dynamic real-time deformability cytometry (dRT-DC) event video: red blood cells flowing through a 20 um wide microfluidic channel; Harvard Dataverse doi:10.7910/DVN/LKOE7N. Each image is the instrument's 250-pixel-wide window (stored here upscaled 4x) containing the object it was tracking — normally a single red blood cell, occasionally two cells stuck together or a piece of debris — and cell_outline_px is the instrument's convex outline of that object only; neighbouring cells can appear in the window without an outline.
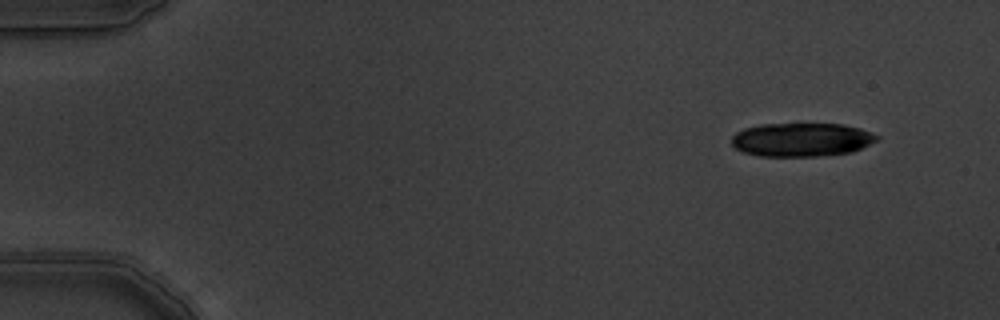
{"species": "common noctule bat (a hibernating species)", "species_latin": "Nyctalus noctula", "temperature_condition": "warm", "stored_images_in_passage": 6, "camera_frame_rate_fps": 3000, "um_per_image_px": 0.085, "animal": {"sex": "male", "body_mass_g": 19.5, "forearm_length_mm": 54.6}, "frame": {"image": 1, "passage_image": 1, "time_ms": 0.0, "image_size_px": [1000, 320], "cell_outline_px": [[880, 140], [852, 152], [816, 156], [760, 156], [744, 152], [736, 148], [732, 144], [732, 136], [736, 132], [744, 128], [760, 124], [844, 124], [860, 128], [880, 136]], "centroid_in_image_um": [68.16, 11.86], "position_along_channel_um": 16.8, "area_um2": 28.55}}
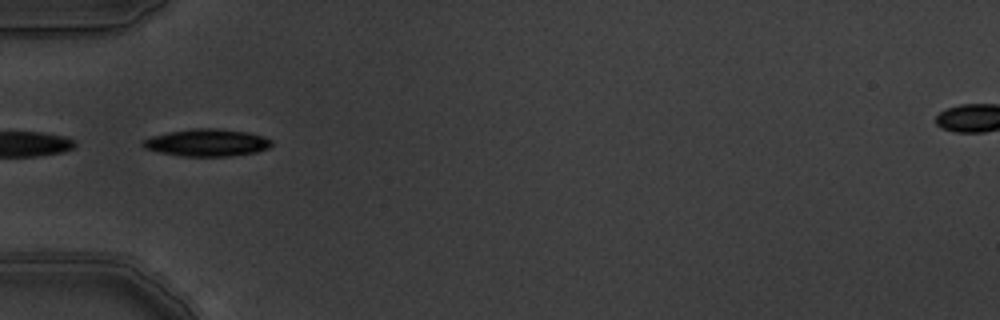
{"frame": {"image": 2, "passage_image": 5, "time_ms": 1.333, "image_size_px": [1000, 320], "cell_outline_px": [[272, 144], [268, 148], [256, 152], [232, 156], [184, 156], [160, 152], [144, 148], [140, 144], [144, 140], [152, 136], [168, 132], [192, 128], [220, 128], [248, 132], [272, 140]], "centroid_in_image_um": [17.59, 12.12], "position_along_channel_um": 67.4, "area_um2": 20.4}}
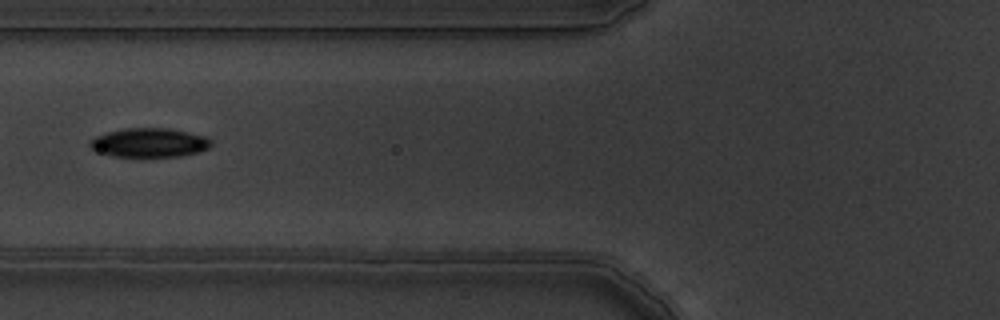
{"frame": {"image": 3, "passage_image": 6, "time_ms": 1.667, "image_size_px": [1000, 320], "cell_outline_px": [[212, 144], [208, 148], [196, 152], [180, 156], [144, 160], [112, 156], [96, 152], [88, 144], [96, 136], [108, 132], [124, 128], [164, 128], [188, 132], [204, 136], [212, 140]], "centroid_in_image_um": [12.66, 12.18], "position_along_channel_um": 113.1, "area_um2": 21.27}}